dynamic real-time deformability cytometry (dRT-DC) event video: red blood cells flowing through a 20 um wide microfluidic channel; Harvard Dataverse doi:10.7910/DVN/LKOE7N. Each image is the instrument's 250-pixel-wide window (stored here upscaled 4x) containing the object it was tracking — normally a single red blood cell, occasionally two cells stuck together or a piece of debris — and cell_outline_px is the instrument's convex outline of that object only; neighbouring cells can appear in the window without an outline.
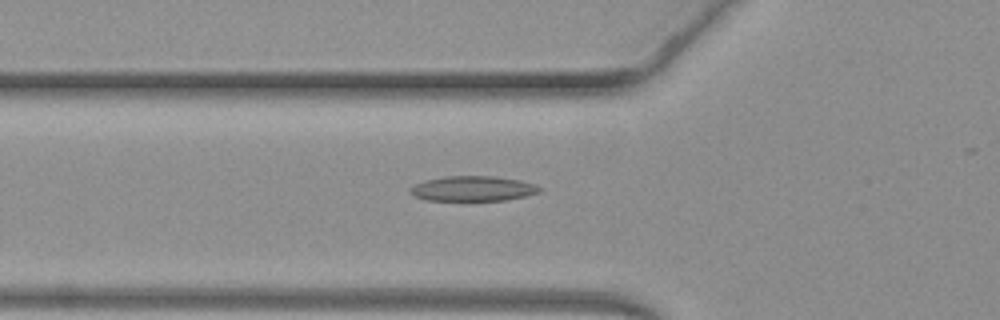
{"species": "common noctule bat (a hibernating species)", "species_latin": "Nyctalus noctula", "temperature_condition": "warm", "stored_images_in_passage": 32, "camera_frame_rate_fps": 3000, "um_per_image_px": 0.085, "animal": {"sex": "female", "body_mass_g": 19.3, "forearm_length_mm": 54.1}, "frame": {"image": 1, "passage_image": 18, "time_ms": 5.667, "image_size_px": [1000, 320], "cell_outline_px": [[540, 192], [524, 196], [504, 200], [424, 200], [408, 192], [416, 184], [424, 180], [444, 176], [492, 176], [520, 180], [532, 184], [540, 188]], "centroid_in_image_um": [40.16, 16.02], "position_along_channel_um": 85.6, "area_um2": 18.61}}
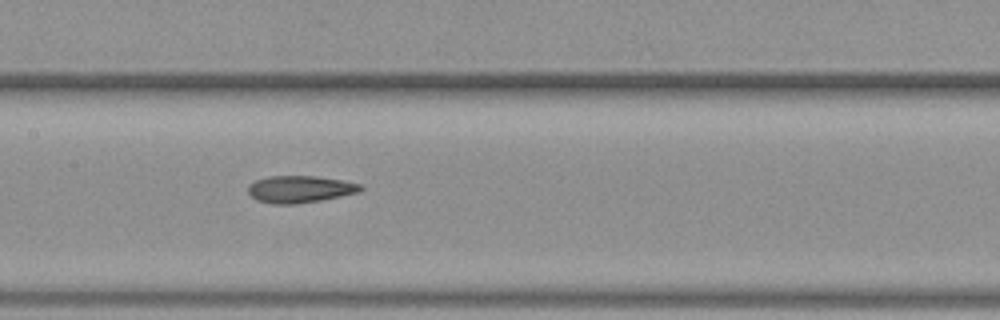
{"frame": {"image": 2, "passage_image": 25, "time_ms": 8.0, "image_size_px": [1000, 320], "cell_outline_px": [[364, 188], [360, 192], [320, 200], [296, 204], [272, 204], [256, 200], [248, 192], [248, 184], [256, 180], [268, 176], [316, 176], [340, 180], [360, 184]], "centroid_in_image_um": [25.47, 16.08], "position_along_channel_um": 181.9, "area_um2": 17.69}}
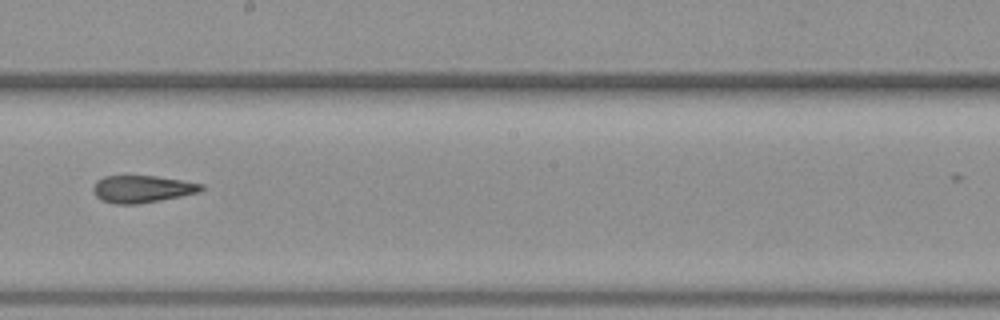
{"frame": {"image": 3, "passage_image": 29, "time_ms": 9.333, "image_size_px": [1000, 320], "cell_outline_px": [[204, 188], [200, 192], [140, 204], [116, 204], [100, 200], [96, 196], [92, 188], [96, 180], [104, 176], [156, 176], [204, 184]], "centroid_in_image_um": [12.06, 16.07], "position_along_channel_um": 236.1, "area_um2": 17.17}}